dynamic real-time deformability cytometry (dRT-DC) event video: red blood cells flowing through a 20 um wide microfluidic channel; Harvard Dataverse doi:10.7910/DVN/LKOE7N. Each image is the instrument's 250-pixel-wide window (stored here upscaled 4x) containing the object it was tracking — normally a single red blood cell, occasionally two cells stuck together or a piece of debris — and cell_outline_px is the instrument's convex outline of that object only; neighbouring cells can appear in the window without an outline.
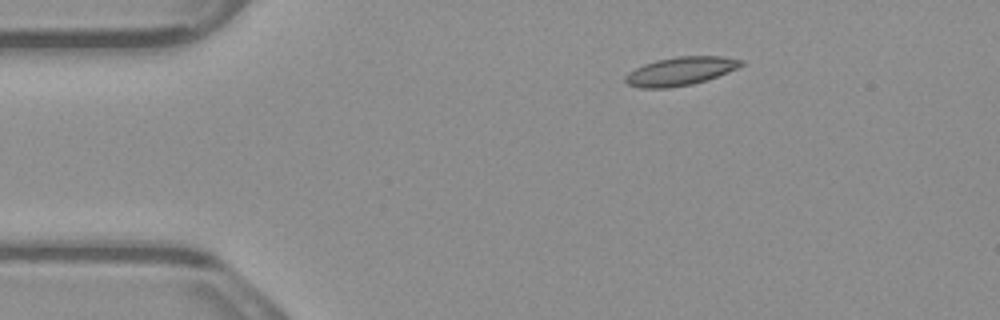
{"species": "common noctule bat (a hibernating species)", "species_latin": "Nyctalus noctula", "temperature_condition": "warm", "stored_images_in_passage": 7, "camera_frame_rate_fps": 3000, "um_per_image_px": 0.085, "animal": {"sex": "male", "body_mass_g": 23.1, "forearm_length_mm": 52.7}, "frame": {"image": 1, "passage_image": 2, "time_ms": 0.333, "image_size_px": [1000, 320], "cell_outline_px": [[744, 64], [736, 68], [716, 76], [692, 84], [668, 88], [640, 88], [628, 84], [624, 80], [624, 76], [628, 72], [644, 64], [656, 60], [676, 56], [724, 56], [744, 60]], "centroid_in_image_um": [57.81, 6.04], "position_along_channel_um": 27.2, "area_um2": 19.07}}
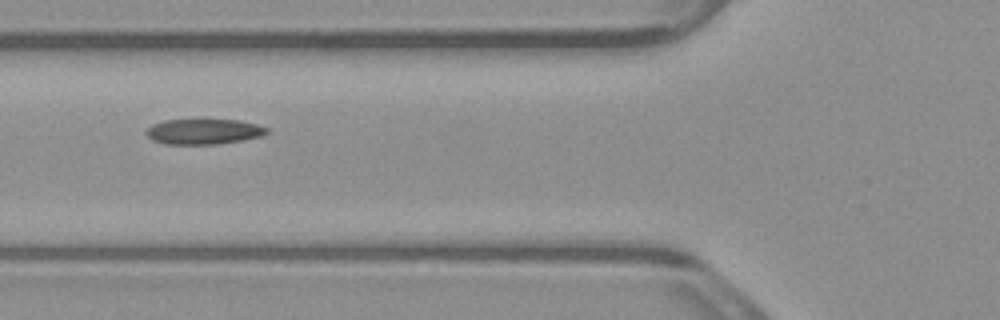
{"frame": {"image": 2, "passage_image": 5, "time_ms": 1.333, "image_size_px": [1000, 320], "cell_outline_px": [[268, 132], [260, 136], [244, 140], [220, 144], [164, 144], [152, 140], [144, 132], [152, 124], [164, 120], [204, 116], [240, 120], [256, 124], [268, 128]], "centroid_in_image_um": [17.29, 11.12], "position_along_channel_um": 108.5, "area_um2": 18.96}}
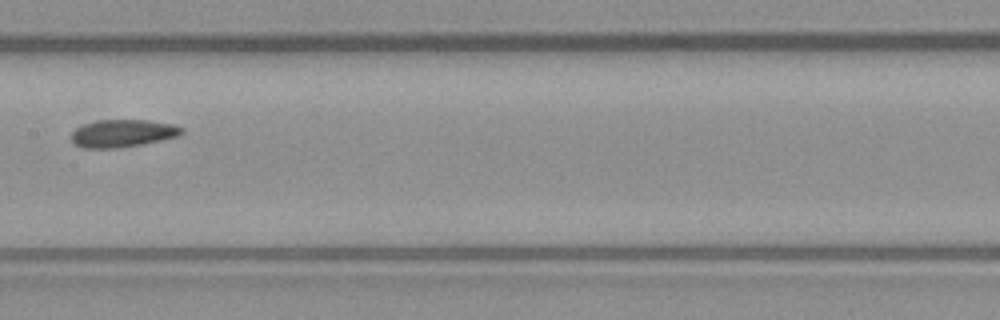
{"frame": {"image": 3, "passage_image": 7, "time_ms": 2.0, "image_size_px": [1000, 320], "cell_outline_px": [[184, 132], [180, 136], [144, 144], [116, 148], [80, 148], [72, 144], [72, 132], [76, 128], [84, 124], [96, 120], [148, 120], [172, 124], [184, 128]], "centroid_in_image_um": [10.43, 11.34], "position_along_channel_um": 197.0, "area_um2": 17.98}}